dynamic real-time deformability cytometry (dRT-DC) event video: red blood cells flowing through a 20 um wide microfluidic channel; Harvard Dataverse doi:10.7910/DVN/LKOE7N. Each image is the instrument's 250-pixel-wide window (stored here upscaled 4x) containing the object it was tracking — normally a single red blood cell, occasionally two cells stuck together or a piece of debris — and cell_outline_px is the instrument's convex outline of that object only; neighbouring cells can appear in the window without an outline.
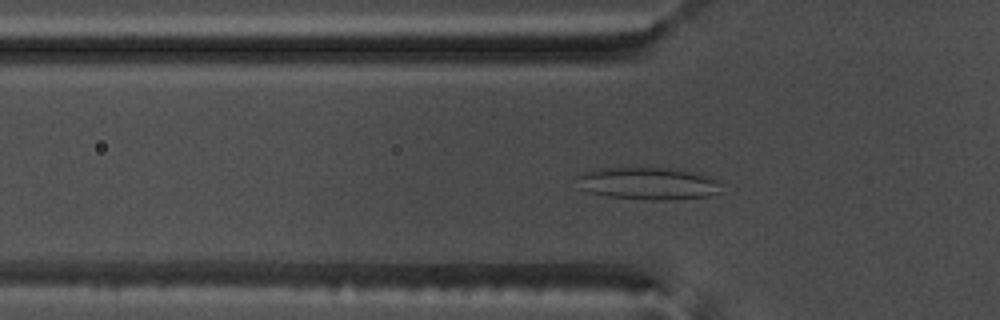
{"species": "common noctule bat (a hibernating species)", "species_latin": "Nyctalus noctula", "temperature_condition": "warm", "stored_images_in_passage": 50, "camera_frame_rate_fps": 3000, "um_per_image_px": 0.085, "animal": {"sex": "male", "body_mass_g": 17.5, "forearm_length_mm": 52.3}, "frame": {"image": 1, "passage_image": 14, "time_ms": 4.333, "image_size_px": [1000, 320], "cell_outline_px": [[720, 192], [708, 196], [668, 200], [648, 200], [608, 196], [588, 192], [580, 188], [576, 176], [584, 172], [596, 168], [664, 168], [696, 172], [708, 176], [716, 180], [720, 184]], "centroid_in_image_um": [55.06, 15.6], "position_along_channel_um": 70.7, "area_um2": 27.17}}
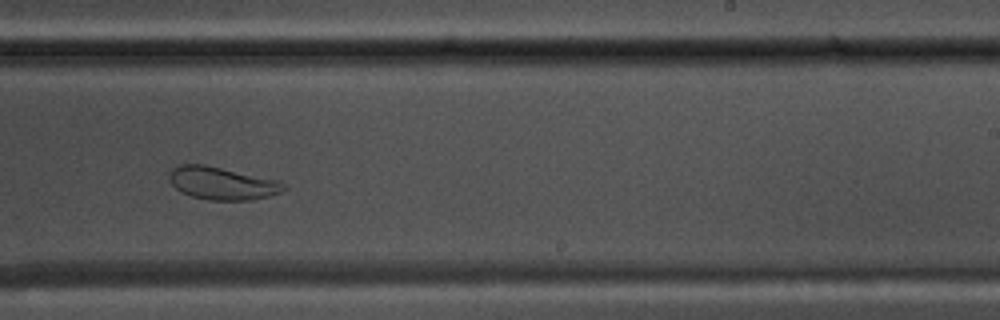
{"frame": {"image": 2, "passage_image": 30, "time_ms": 9.667, "image_size_px": [1000, 320], "cell_outline_px": [[288, 188], [280, 192], [268, 196], [252, 200], [208, 200], [192, 196], [180, 192], [168, 180], [168, 172], [176, 164], [204, 164], [280, 180]], "centroid_in_image_um": [18.85, 15.57], "position_along_channel_um": 270.1, "area_um2": 22.14}}
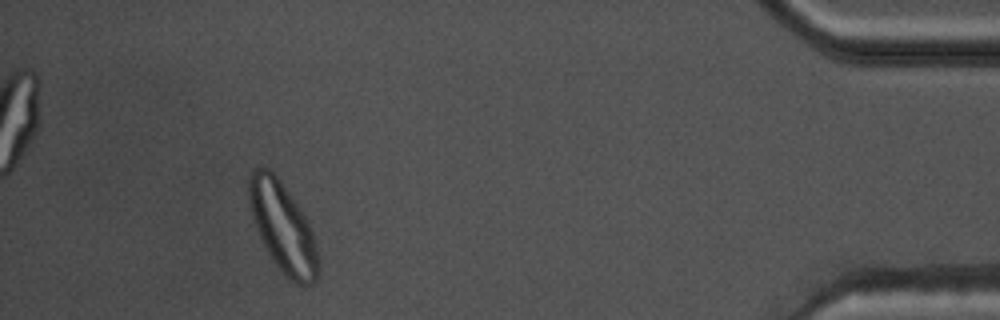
{"frame": {"image": 3, "passage_image": 46, "time_ms": 15.0, "image_size_px": [1000, 320], "cell_outline_px": [[320, 268], [316, 280], [312, 284], [300, 284], [292, 280], [280, 268], [268, 252], [252, 220], [248, 200], [248, 176], [252, 168], [268, 168], [280, 180], [300, 208], [312, 232], [316, 244], [320, 264]], "centroid_in_image_um": [24.03, 19.28], "position_along_channel_um": 411.2, "area_um2": 35.84}}